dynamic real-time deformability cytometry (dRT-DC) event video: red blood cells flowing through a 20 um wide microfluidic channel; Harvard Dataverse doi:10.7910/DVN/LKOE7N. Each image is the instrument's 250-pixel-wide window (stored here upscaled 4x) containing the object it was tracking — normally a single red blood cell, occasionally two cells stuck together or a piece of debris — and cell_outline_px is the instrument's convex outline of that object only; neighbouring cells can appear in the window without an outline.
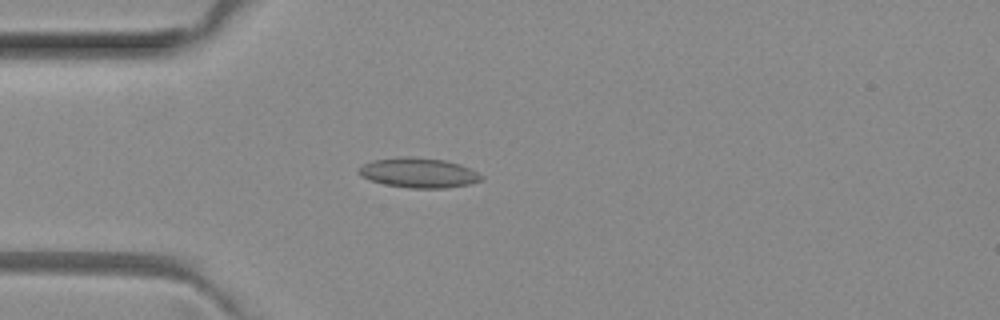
{"species": "common noctule bat (a hibernating species)", "species_latin": "Nyctalus noctula", "temperature_condition": "room temperature", "stored_images_in_passage": 2, "camera_frame_rate_fps": 3000, "um_per_image_px": 0.085, "animal": {"sex": "female", "body_mass_g": 29.2, "forearm_length_mm": 56.3}, "frame": {"image": 1, "passage_image": 1, "time_ms": 0.0, "image_size_px": [1000, 320], "cell_outline_px": [[484, 180], [468, 184], [448, 188], [408, 188], [384, 184], [372, 180], [364, 176], [360, 172], [360, 168], [364, 164], [372, 160], [400, 156], [408, 156], [444, 160], [460, 164], [472, 168], [484, 176]], "centroid_in_image_um": [35.67, 14.68], "position_along_channel_um": 49.3, "area_um2": 21.33}}